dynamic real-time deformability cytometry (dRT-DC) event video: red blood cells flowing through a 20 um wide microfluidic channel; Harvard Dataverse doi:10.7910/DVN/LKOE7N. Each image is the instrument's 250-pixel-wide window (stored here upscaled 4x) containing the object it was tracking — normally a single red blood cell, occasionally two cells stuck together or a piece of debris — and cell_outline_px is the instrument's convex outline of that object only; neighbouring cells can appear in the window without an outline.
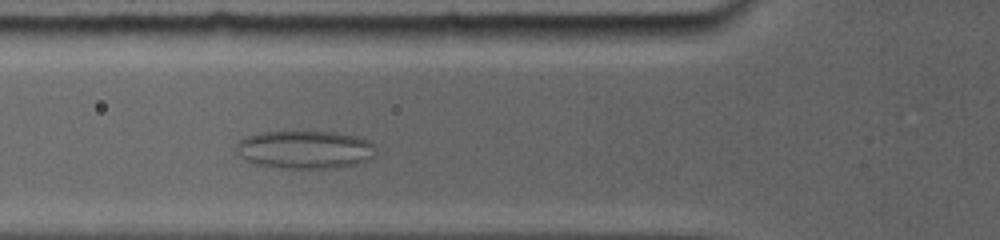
{"species": "common noctule bat (a hibernating species)", "species_latin": "Nyctalus noctula", "temperature_condition": "room temperature", "stored_images_in_passage": 30, "camera_frame_rate_fps": 5000, "um_per_image_px": 0.085, "animal": {"sex": "female", "body_mass_g": 19.0, "forearm_length_mm": 56.7}, "frame": {"image": 1, "passage_image": 8, "time_ms": 3.6, "image_size_px": [1000, 240], "cell_outline_px": [[372, 156], [368, 160], [356, 164], [336, 168], [280, 168], [256, 164], [240, 156], [236, 152], [236, 148], [240, 140], [248, 136], [268, 132], [332, 132], [352, 136], [364, 140], [372, 144]], "centroid_in_image_um": [25.87, 12.74], "position_along_channel_um": 99.9, "area_um2": 30.23}}
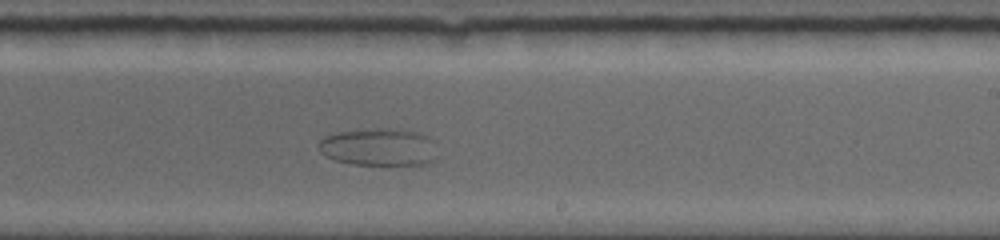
{"frame": {"image": 2, "passage_image": 18, "time_ms": 8.2, "image_size_px": [1000, 240], "cell_outline_px": [[436, 160], [428, 164], [352, 164], [336, 160], [324, 156], [320, 152], [320, 140], [324, 136], [340, 132], [376, 128], [396, 128], [420, 132], [432, 140], [436, 156]], "centroid_in_image_um": [32.22, 12.49], "position_along_channel_um": 256.8, "area_um2": 25.89}}
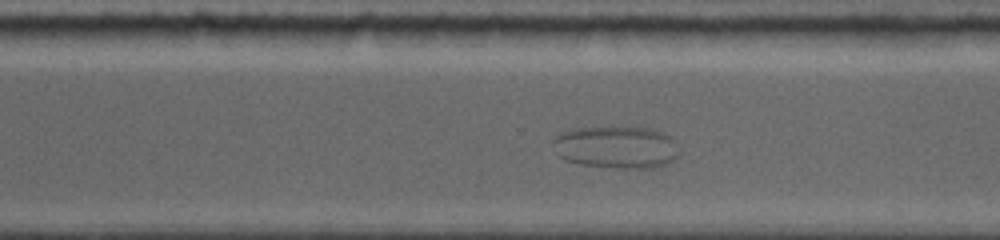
{"frame": {"image": 3, "passage_image": 23, "time_ms": 10.0, "image_size_px": [1000, 240], "cell_outline_px": [[676, 156], [668, 164], [656, 168], [620, 168], [580, 164], [564, 160], [560, 156], [552, 140], [560, 132], [568, 128], [620, 124], [648, 128], [664, 132], [672, 140], [676, 152]], "centroid_in_image_um": [52.33, 12.46], "position_along_channel_um": 318.3, "area_um2": 31.85}}